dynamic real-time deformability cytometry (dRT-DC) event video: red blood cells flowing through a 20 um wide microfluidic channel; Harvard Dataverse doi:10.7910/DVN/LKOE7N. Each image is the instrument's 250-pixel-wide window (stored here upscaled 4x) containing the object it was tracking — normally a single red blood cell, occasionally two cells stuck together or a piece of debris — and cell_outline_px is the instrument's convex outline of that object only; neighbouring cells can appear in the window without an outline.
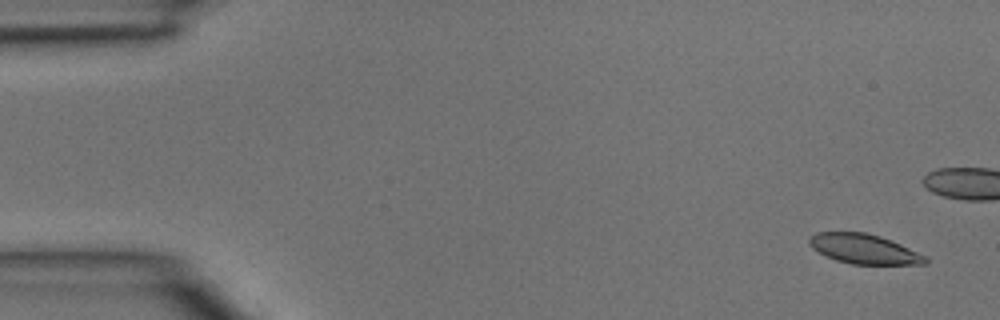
{"species": "common noctule bat (a hibernating species)", "species_latin": "Nyctalus noctula", "temperature_condition": "room temperature", "stored_images_in_passage": 6, "camera_frame_rate_fps": 3000, "um_per_image_px": 0.085, "animal": {"sex": "male", "body_mass_g": 15.6}, "frame": {"image": 1, "passage_image": 1, "time_ms": 0.0, "image_size_px": [1000, 320], "cell_outline_px": [[928, 264], [852, 264], [836, 260], [812, 248], [808, 244], [808, 240], [816, 232], [864, 232], [880, 236], [900, 244], [928, 256]], "centroid_in_image_um": [73.47, 21.16], "position_along_channel_um": 11.5, "area_um2": 20.0}}
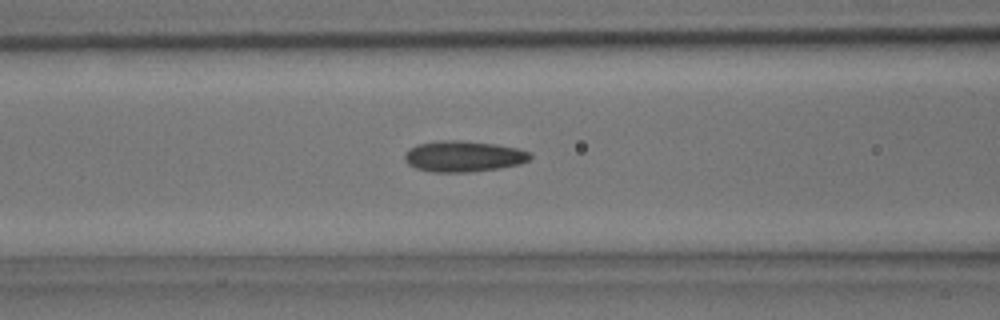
{"frame": {"image": 2, "passage_image": 6, "time_ms": 1.667, "image_size_px": [1000, 320], "cell_outline_px": [[532, 156], [528, 160], [520, 164], [500, 168], [468, 172], [432, 172], [416, 168], [408, 164], [404, 160], [404, 152], [408, 148], [416, 144], [436, 140], [460, 140], [496, 144], [516, 148], [528, 152]], "centroid_in_image_um": [39.33, 13.28], "position_along_channel_um": 127.3, "area_um2": 22.83}}